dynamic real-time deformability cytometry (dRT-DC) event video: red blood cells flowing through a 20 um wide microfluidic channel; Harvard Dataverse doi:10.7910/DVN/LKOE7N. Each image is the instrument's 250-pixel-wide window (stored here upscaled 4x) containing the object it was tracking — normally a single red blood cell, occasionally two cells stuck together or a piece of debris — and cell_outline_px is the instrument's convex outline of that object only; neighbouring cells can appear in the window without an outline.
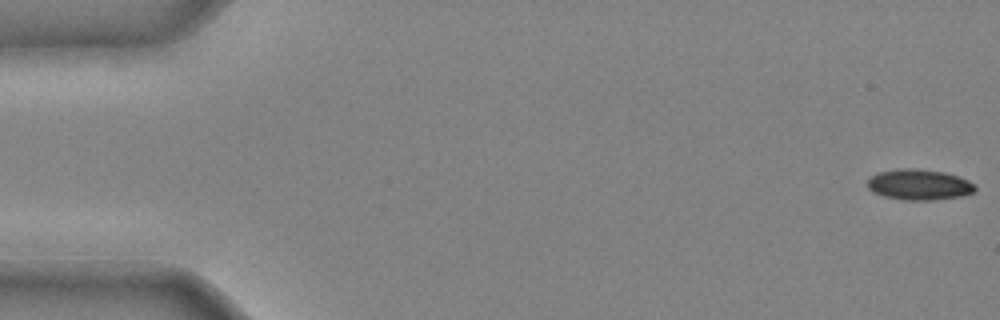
{"species": "common noctule bat (a hibernating species)", "species_latin": "Nyctalus noctula", "temperature_condition": "cold", "stored_images_in_passage": 43, "camera_frame_rate_fps": 3000, "um_per_image_px": 0.085, "animal": {"sex": "male", "body_mass_g": 20.4}, "frame": {"image": 1, "passage_image": 1, "time_ms": 0.0, "image_size_px": [1000, 320], "cell_outline_px": [[976, 188], [972, 192], [960, 196], [932, 200], [904, 200], [884, 196], [872, 192], [868, 188], [868, 180], [876, 172], [900, 168], [912, 168], [944, 172], [968, 180]], "centroid_in_image_um": [78.07, 15.69], "position_along_channel_um": 6.9, "area_um2": 19.07}}
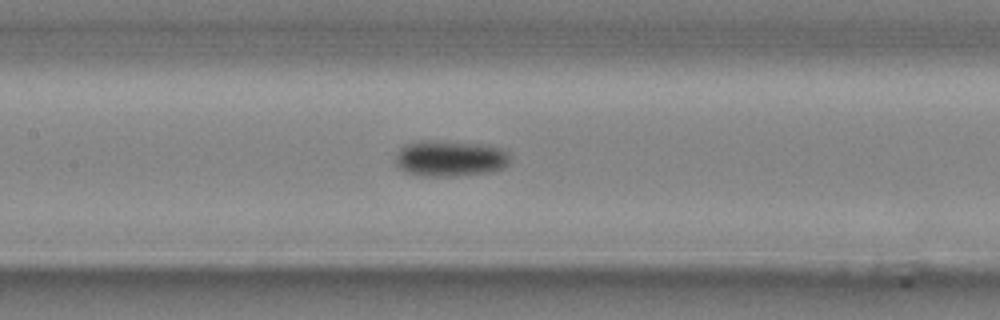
{"frame": {"image": 2, "passage_image": 21, "time_ms": 6.667, "image_size_px": [1000, 320], "cell_outline_px": [[508, 164], [504, 168], [492, 172], [456, 176], [424, 176], [408, 172], [400, 168], [396, 164], [396, 156], [400, 148], [404, 144], [420, 140], [432, 140], [484, 144], [504, 148], [508, 152]], "centroid_in_image_um": [38.28, 13.45], "position_along_channel_um": 169.1, "area_um2": 24.28}}
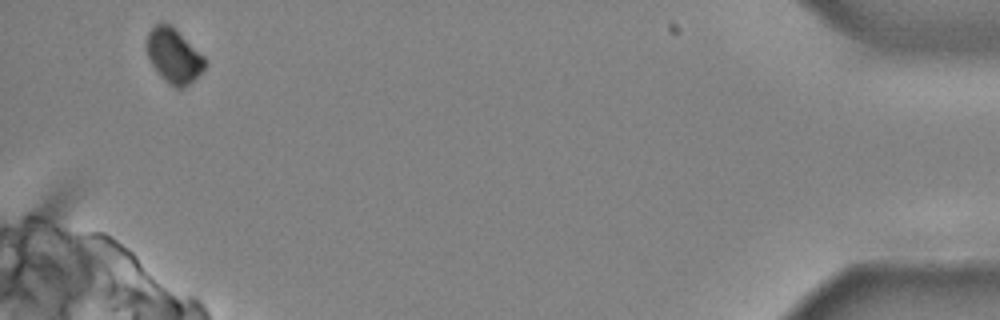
{"frame": {"image": 3, "passage_image": 42, "time_ms": 13.667, "image_size_px": [1000, 320], "cell_outline_px": [[204, 68], [188, 84], [180, 88], [176, 88], [160, 76], [152, 64], [148, 56], [148, 32], [156, 24], [164, 20], [204, 56]], "centroid_in_image_um": [14.75, 4.72], "position_along_channel_um": 420.5, "area_um2": 17.69}}